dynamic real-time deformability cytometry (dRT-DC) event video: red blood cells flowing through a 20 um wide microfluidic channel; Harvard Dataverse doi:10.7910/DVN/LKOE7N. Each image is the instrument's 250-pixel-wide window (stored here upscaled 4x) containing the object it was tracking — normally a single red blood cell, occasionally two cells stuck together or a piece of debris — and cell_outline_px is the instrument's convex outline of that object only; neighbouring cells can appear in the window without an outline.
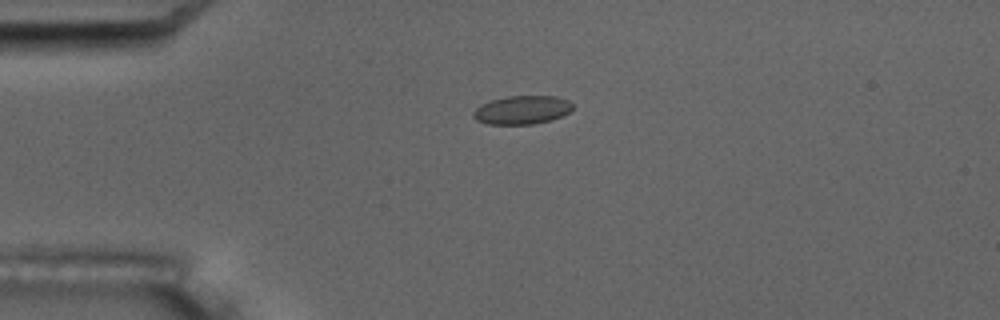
{"species": "common noctule bat (a hibernating species)", "species_latin": "Nyctalus noctula", "temperature_condition": "room temperature", "stored_images_in_passage": 6, "camera_frame_rate_fps": 3000, "um_per_image_px": 0.085, "animal": {"sex": "male", "body_mass_g": 17.5, "forearm_length_mm": 52.3}, "frame": {"image": 1, "passage_image": 5, "time_ms": 4.667, "image_size_px": [1000, 320], "cell_outline_px": [[572, 108], [568, 112], [552, 120], [532, 124], [488, 124], [476, 120], [472, 116], [472, 112], [480, 104], [492, 100], [508, 96], [556, 96], [568, 100], [572, 104]], "centroid_in_image_um": [44.34, 9.34], "position_along_channel_um": 40.7, "area_um2": 16.47}}